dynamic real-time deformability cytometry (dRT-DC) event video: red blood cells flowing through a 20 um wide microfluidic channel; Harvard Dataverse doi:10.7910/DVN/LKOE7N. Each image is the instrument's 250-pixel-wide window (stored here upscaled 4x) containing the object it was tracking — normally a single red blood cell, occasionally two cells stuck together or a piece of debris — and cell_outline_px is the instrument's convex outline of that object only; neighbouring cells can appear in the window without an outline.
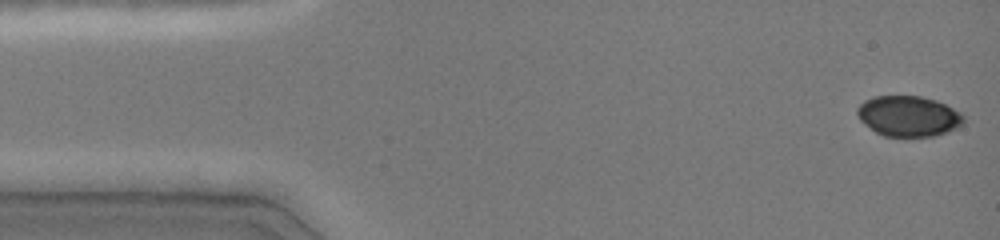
{"species": "common noctule bat (a hibernating species)", "species_latin": "Nyctalus noctula", "temperature_condition": "cold", "stored_images_in_passage": 10, "camera_frame_rate_fps": 3000, "um_per_image_px": 0.085, "animal": {"sex": "female", "body_mass_g": 19.0, "forearm_length_mm": 51.5}, "frame": {"image": 1, "passage_image": 1, "time_ms": 0.0, "image_size_px": [1000, 240], "cell_outline_px": [[964, 124], [948, 132], [936, 136], [884, 136], [876, 132], [864, 124], [860, 120], [856, 112], [856, 108], [864, 100], [872, 96], [920, 96], [936, 100], [960, 112], [964, 116]], "centroid_in_image_um": [77.21, 9.87], "position_along_channel_um": 7.8, "area_um2": 25.26}}